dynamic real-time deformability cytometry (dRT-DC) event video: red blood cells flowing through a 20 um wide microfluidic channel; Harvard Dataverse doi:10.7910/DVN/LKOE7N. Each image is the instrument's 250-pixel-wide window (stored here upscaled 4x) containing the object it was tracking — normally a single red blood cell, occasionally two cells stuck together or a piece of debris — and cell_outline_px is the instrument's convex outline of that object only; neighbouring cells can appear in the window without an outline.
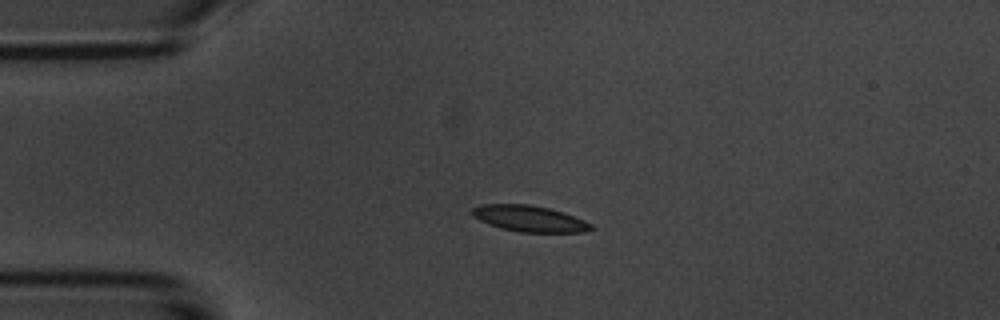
{"species": "common noctule bat (a hibernating species)", "species_latin": "Nyctalus noctula", "temperature_condition": "room temperature", "stored_images_in_passage": 2, "camera_frame_rate_fps": 3000, "um_per_image_px": 0.085, "animal": {"sex": "male", "body_mass_g": 20.1, "forearm_length_mm": 53.5}, "frame": {"image": 1, "passage_image": 1, "time_ms": 0.0, "image_size_px": [1000, 320], "cell_outline_px": [[596, 228], [584, 232], [520, 232], [500, 228], [488, 224], [472, 216], [468, 212], [472, 208], [480, 204], [528, 204], [548, 208], [564, 212], [584, 220], [592, 224]], "centroid_in_image_um": [44.98, 18.58], "position_along_channel_um": 40.0, "area_um2": 18.32}}